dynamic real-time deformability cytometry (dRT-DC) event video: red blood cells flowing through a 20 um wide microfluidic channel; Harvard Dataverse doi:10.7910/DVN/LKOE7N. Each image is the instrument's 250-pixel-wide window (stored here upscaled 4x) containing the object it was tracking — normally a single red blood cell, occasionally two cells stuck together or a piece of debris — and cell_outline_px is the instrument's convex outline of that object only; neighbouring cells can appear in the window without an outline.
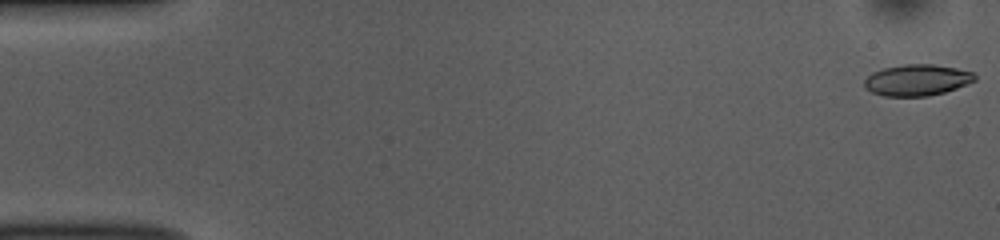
{"species": "common noctule bat (a hibernating species)", "species_latin": "Nyctalus noctula", "temperature_condition": "room temperature", "stored_images_in_passage": 53, "camera_frame_rate_fps": 3000, "um_per_image_px": 0.085, "animal": {"sex": "female", "body_mass_g": 10.0, "forearm_length_mm": 53.1}, "frame": {"image": 1, "passage_image": 1, "time_ms": 0.0, "image_size_px": [1000, 240], "cell_outline_px": [[976, 80], [956, 88], [944, 92], [928, 96], [884, 96], [872, 92], [864, 88], [864, 80], [872, 72], [884, 68], [904, 64], [932, 64], [956, 68], [972, 72], [976, 76]], "centroid_in_image_um": [77.92, 6.8], "position_along_channel_um": 7.1, "area_um2": 20.06}}
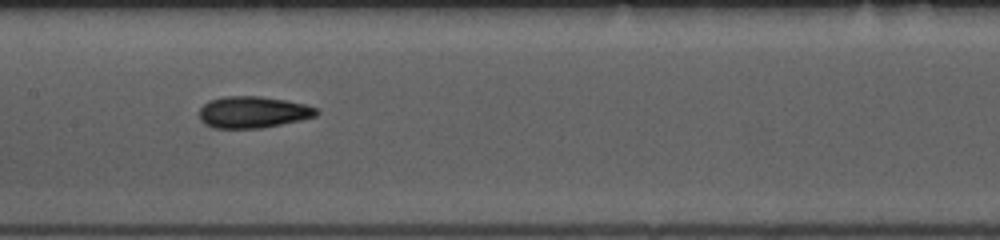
{"frame": {"image": 2, "passage_image": 26, "time_ms": 8.333, "image_size_px": [1000, 240], "cell_outline_px": [[320, 112], [316, 116], [300, 120], [260, 128], [212, 128], [204, 124], [200, 120], [200, 108], [208, 100], [224, 96], [260, 96], [288, 100], [320, 108]], "centroid_in_image_um": [21.51, 9.52], "position_along_channel_um": 185.9, "area_um2": 21.79}}
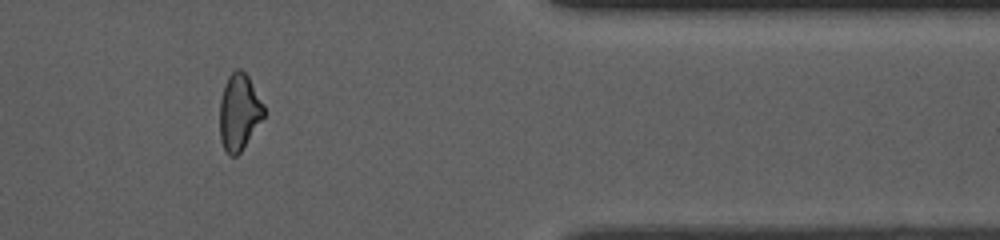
{"frame": {"image": 3, "passage_image": 44, "time_ms": 14.333, "image_size_px": [1000, 240], "cell_outline_px": [[264, 116], [240, 152], [236, 156], [228, 156], [220, 140], [220, 100], [224, 84], [228, 76], [236, 68], [240, 68], [248, 76], [264, 104]], "centroid_in_image_um": [20.31, 9.51], "position_along_channel_um": 391.1, "area_um2": 19.59}, "authors_computed_cell_mechanics": {"area_um2": 20.7502, "velocity_mm_per_s": 3.7949, "shape_relaxation_time_tau1_ms": 4.5839, "shape_relaxation_time_tau2_ms": 2.6527, "deformation_change_tau1": 0.1354, "deformation_change_tau2": 0.0904}}